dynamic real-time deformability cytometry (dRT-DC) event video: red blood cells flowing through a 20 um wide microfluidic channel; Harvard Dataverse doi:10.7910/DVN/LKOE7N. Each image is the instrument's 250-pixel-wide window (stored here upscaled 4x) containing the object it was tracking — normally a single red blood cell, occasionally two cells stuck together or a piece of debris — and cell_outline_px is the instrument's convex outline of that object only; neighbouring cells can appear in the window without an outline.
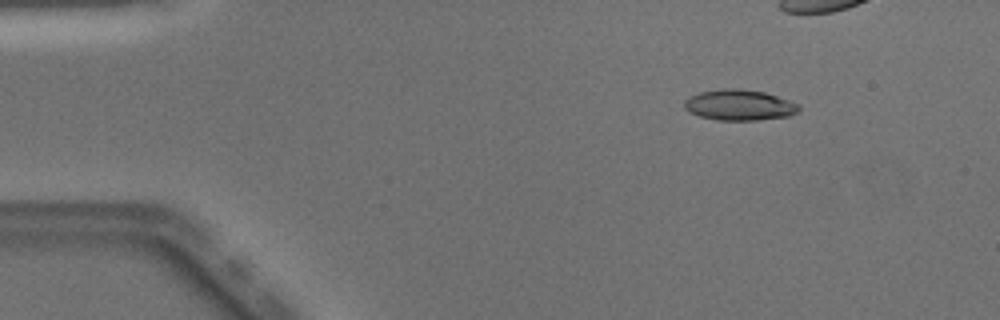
{"species": "Egyptian fruit bat (a non-hibernating species)", "species_latin": "Rousettus aegyptiacus", "temperature_condition": "warm", "stored_images_in_passage": 40, "camera_frame_rate_fps": 3000, "um_per_image_px": 0.085, "animal": {"sex": "male"}, "frame": {"image": 1, "passage_image": 7, "time_ms": 2.0, "image_size_px": [1000, 320], "cell_outline_px": [[800, 108], [796, 112], [788, 116], [756, 120], [716, 120], [700, 116], [688, 112], [684, 108], [684, 100], [688, 96], [700, 92], [724, 88], [740, 88], [764, 92], [800, 104]], "centroid_in_image_um": [62.8, 8.92], "position_along_channel_um": 22.2, "area_um2": 20.58}}
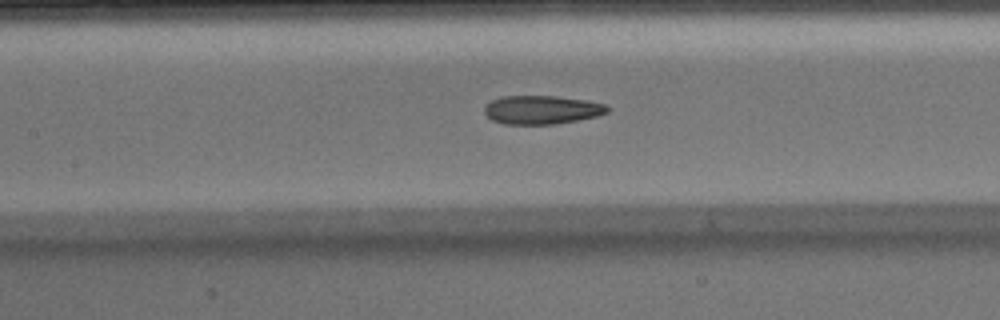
{"frame": {"image": 2, "passage_image": 23, "time_ms": 7.333, "image_size_px": [1000, 320], "cell_outline_px": [[608, 112], [596, 116], [576, 120], [552, 124], [504, 124], [492, 120], [484, 112], [484, 108], [492, 100], [500, 96], [556, 96], [588, 100], [604, 104], [608, 108]], "centroid_in_image_um": [46.03, 9.32], "position_along_channel_um": 161.4, "area_um2": 20.35}}